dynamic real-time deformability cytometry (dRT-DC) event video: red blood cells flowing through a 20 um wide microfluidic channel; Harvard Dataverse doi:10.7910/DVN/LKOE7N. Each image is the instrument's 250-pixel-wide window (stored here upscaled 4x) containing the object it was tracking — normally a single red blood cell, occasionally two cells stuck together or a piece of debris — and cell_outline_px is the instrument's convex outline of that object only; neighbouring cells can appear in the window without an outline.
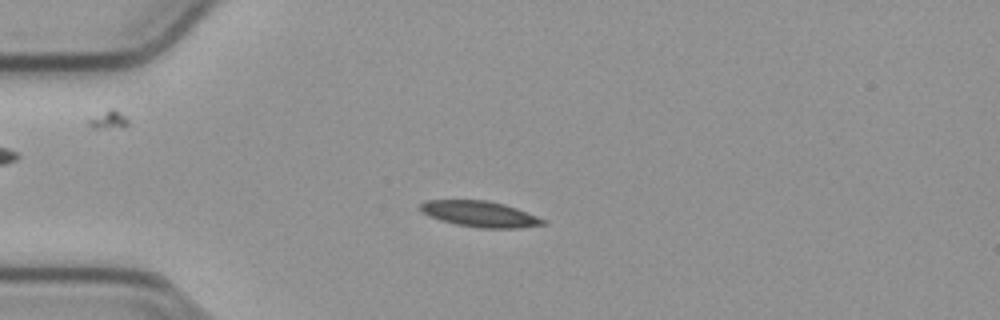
{"species": "common noctule bat (a hibernating species)", "species_latin": "Nyctalus noctula", "temperature_condition": "cold", "stored_images_in_passage": 54, "camera_frame_rate_fps": 3000, "um_per_image_px": 0.085, "animal": {"sex": "male", "body_mass_g": 23.1, "forearm_length_mm": 52.7}, "frame": {"image": 1, "passage_image": 14, "time_ms": 4.333, "image_size_px": [1000, 320], "cell_outline_px": [[548, 224], [520, 228], [480, 228], [456, 224], [440, 220], [428, 216], [420, 212], [420, 204], [428, 200], [488, 200], [504, 204], [516, 208], [548, 220]], "centroid_in_image_um": [40.82, 18.19], "position_along_channel_um": 44.2, "area_um2": 18.67}}
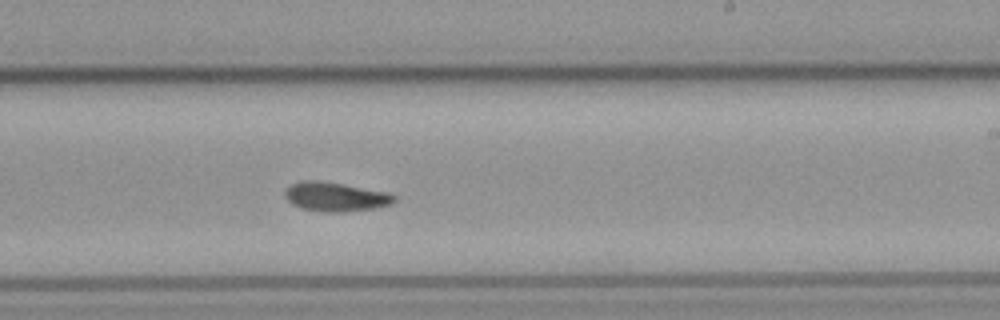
{"frame": {"image": 2, "passage_image": 33, "time_ms": 10.667, "image_size_px": [1000, 320], "cell_outline_px": [[396, 200], [392, 204], [376, 208], [344, 212], [324, 212], [300, 208], [292, 204], [284, 196], [284, 192], [292, 184], [300, 180], [316, 180], [344, 184], [388, 192], [396, 196]], "centroid_in_image_um": [28.53, 16.73], "position_along_channel_um": 260.5, "area_um2": 18.73}}
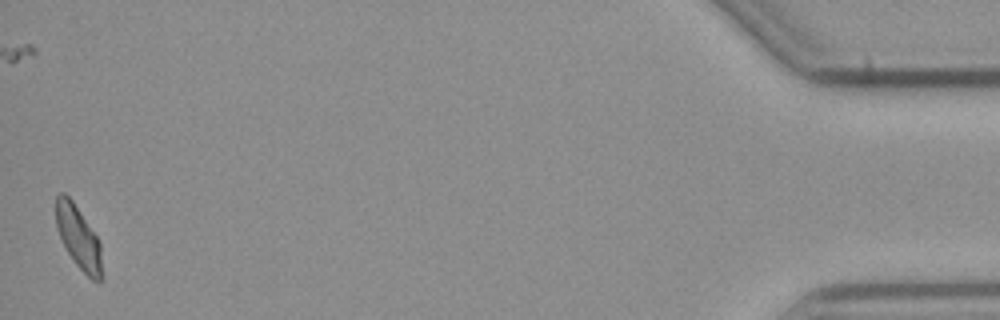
{"frame": {"image": 3, "passage_image": 54, "time_ms": 17.667, "image_size_px": [1000, 320], "cell_outline_px": [[104, 276], [100, 280], [92, 280], [76, 264], [68, 252], [60, 236], [56, 224], [56, 196], [60, 192], [64, 192], [72, 200], [96, 236], [100, 244]], "centroid_in_image_um": [6.69, 20.2], "position_along_channel_um": 428.5, "area_um2": 16.59}, "authors_computed_cell_mechanics": {"area_um2": 17.7157, "velocity_mm_per_s": 3.7691, "shape_relaxation_time_tau1_ms": 5.7819, "shape_relaxation_time_tau2_ms": 5.9422, "deformation_change_tau1": 0.1277, "deformation_change_tau2": 0.104}}